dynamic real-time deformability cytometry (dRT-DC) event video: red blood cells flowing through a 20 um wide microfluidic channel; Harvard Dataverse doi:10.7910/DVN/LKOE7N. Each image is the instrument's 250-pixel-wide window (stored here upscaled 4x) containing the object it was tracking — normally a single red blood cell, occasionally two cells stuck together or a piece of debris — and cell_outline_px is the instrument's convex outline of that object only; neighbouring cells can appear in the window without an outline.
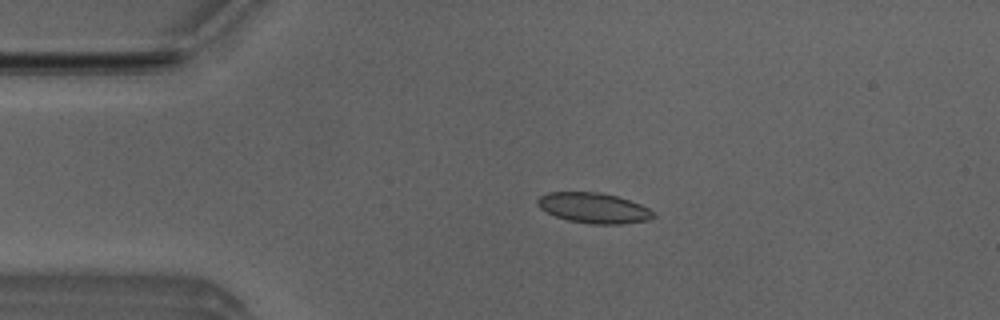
{"species": "Egyptian fruit bat (a non-hibernating species)", "species_latin": "Rousettus aegyptiacus", "temperature_condition": "room temperature", "stored_images_in_passage": 47, "camera_frame_rate_fps": 3000, "um_per_image_px": 0.085, "animal": {"sex": "male"}, "frame": {"image": 1, "passage_image": 5, "time_ms": 1.333, "image_size_px": [1000, 320], "cell_outline_px": [[656, 216], [648, 220], [620, 224], [588, 224], [568, 220], [556, 216], [540, 208], [536, 204], [536, 200], [540, 196], [548, 192], [600, 192], [616, 196], [640, 204], [648, 208]], "centroid_in_image_um": [50.44, 17.68], "position_along_channel_um": 34.6, "area_um2": 20.4}}
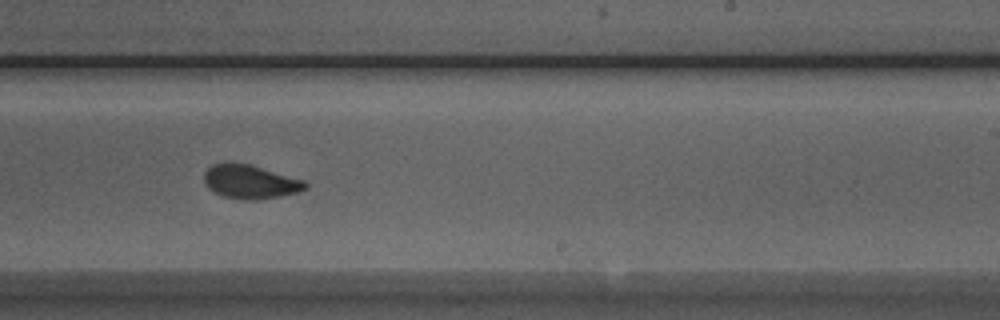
{"frame": {"image": 2, "passage_image": 26, "time_ms": 8.333, "image_size_px": [1000, 320], "cell_outline_px": [[308, 188], [296, 192], [280, 196], [260, 200], [244, 200], [224, 196], [208, 188], [204, 184], [204, 172], [212, 164], [252, 164], [304, 180], [308, 184]], "centroid_in_image_um": [21.29, 15.46], "position_along_channel_um": 267.7, "area_um2": 19.83}}
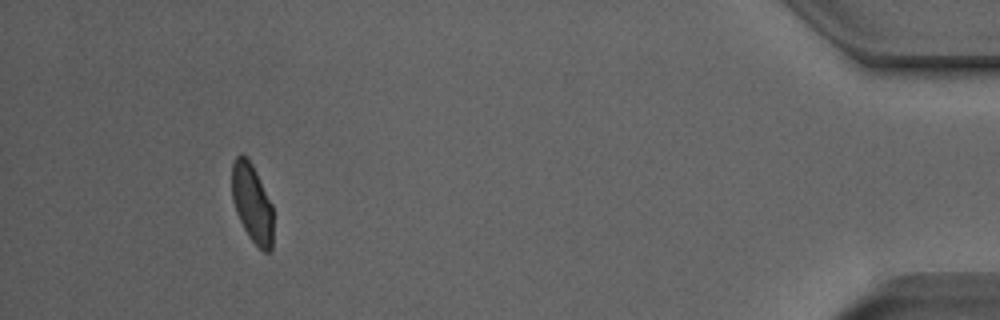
{"frame": {"image": 3, "passage_image": 43, "time_ms": 14.0, "image_size_px": [1000, 320], "cell_outline_px": [[272, 248], [268, 252], [264, 252], [248, 236], [236, 212], [232, 200], [232, 164], [236, 156], [240, 152], [248, 156], [272, 204]], "centroid_in_image_um": [21.41, 17.22], "position_along_channel_um": 413.8, "area_um2": 18.9}, "authors_computed_cell_mechanics": {"area_um2": 20.23, "velocity_mm_per_s": 3.8375, "shape_relaxation_time_tau1_ms": 4.7628, "shape_relaxation_time_tau2_ms": 1.2343, "deformation_change_tau1": 0.1104, "deformation_change_tau2": 0.052}}